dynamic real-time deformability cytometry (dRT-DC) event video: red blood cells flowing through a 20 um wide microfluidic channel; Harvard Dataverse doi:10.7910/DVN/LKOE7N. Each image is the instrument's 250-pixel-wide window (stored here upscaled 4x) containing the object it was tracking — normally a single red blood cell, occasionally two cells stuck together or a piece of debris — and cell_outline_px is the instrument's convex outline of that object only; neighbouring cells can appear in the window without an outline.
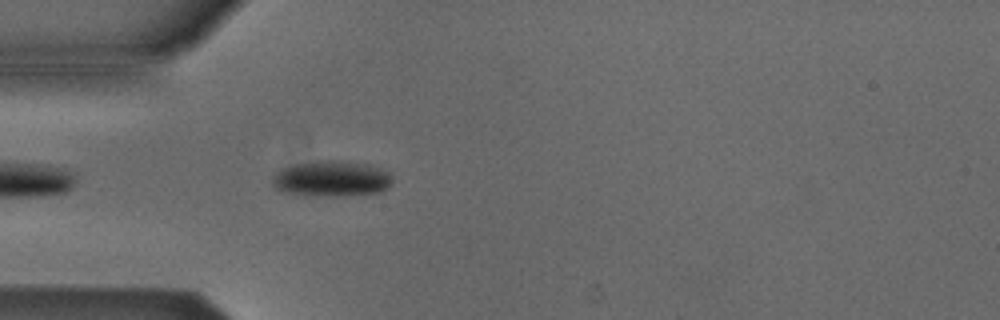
{"species": "Egyptian fruit bat (a non-hibernating species)", "species_latin": "Rousettus aegyptiacus", "temperature_condition": "cold", "stored_images_in_passage": 40, "camera_frame_rate_fps": 3000, "um_per_image_px": 0.085, "animal": {"sex": "male"}, "frame": {"image": 1, "passage_image": 3, "time_ms": 0.667, "image_size_px": [1000, 320], "cell_outline_px": [[392, 184], [388, 188], [380, 192], [340, 196], [304, 196], [280, 192], [272, 184], [272, 176], [276, 172], [284, 168], [296, 164], [316, 160], [336, 160], [368, 164], [380, 168], [388, 172], [392, 176]], "centroid_in_image_um": [28.16, 15.2], "position_along_channel_um": 56.8, "area_um2": 25.43}}
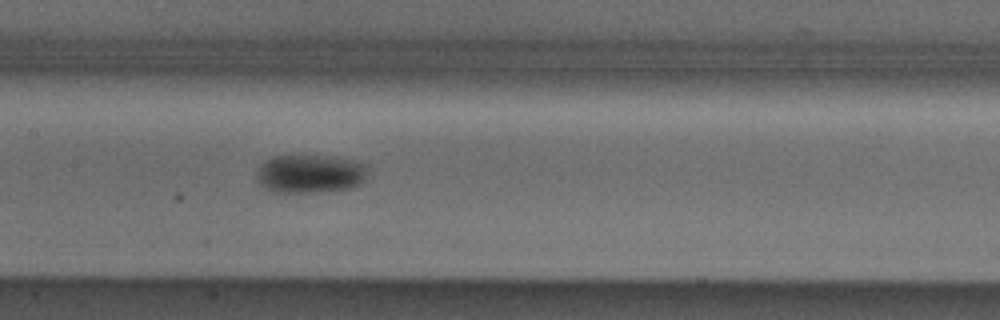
{"frame": {"image": 2, "passage_image": 13, "time_ms": 4.0, "image_size_px": [1000, 320], "cell_outline_px": [[368, 172], [364, 180], [360, 184], [352, 188], [316, 192], [272, 192], [264, 188], [256, 180], [256, 172], [260, 164], [264, 160], [272, 156], [328, 156], [352, 160], [368, 164]], "centroid_in_image_um": [26.34, 14.77], "position_along_channel_um": 181.1, "area_um2": 25.26}}
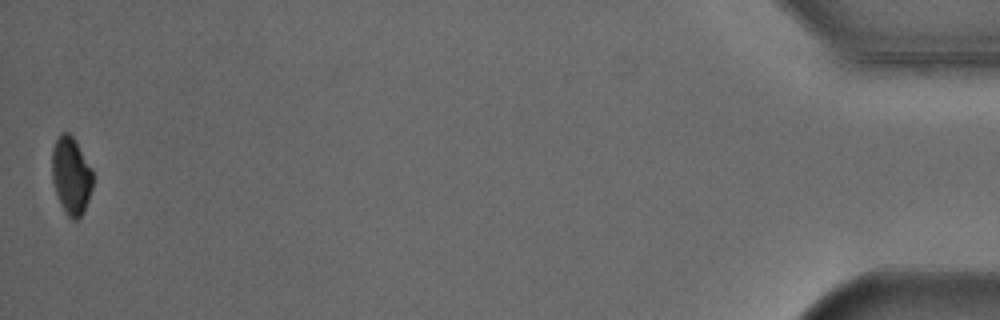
{"frame": {"image": 3, "passage_image": 40, "time_ms": 13.0, "image_size_px": [1000, 320], "cell_outline_px": [[92, 188], [88, 200], [80, 216], [76, 220], [72, 220], [68, 216], [56, 192], [52, 180], [52, 148], [60, 132], [68, 132], [72, 136], [92, 168]], "centroid_in_image_um": [6.04, 14.89], "position_along_channel_um": 429.2, "area_um2": 18.09}, "authors_computed_cell_mechanics": {"area_um2": 24.2471, "velocity_mm_per_s": 3.8616, "shape_relaxation_time_tau1_ms": 1.8522, "shape_relaxation_time_tau2_ms": null, "deformation_change_tau1": 0.0752, "deformation_change_tau2": null}}